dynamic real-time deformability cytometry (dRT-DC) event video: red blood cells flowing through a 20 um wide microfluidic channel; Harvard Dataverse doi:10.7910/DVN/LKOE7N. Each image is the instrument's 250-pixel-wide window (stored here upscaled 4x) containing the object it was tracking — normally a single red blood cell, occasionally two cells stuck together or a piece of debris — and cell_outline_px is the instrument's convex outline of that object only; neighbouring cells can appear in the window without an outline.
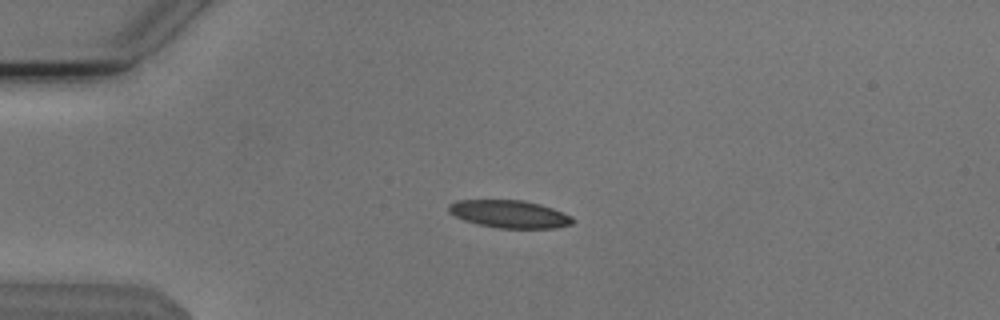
{"species": "Egyptian fruit bat (a non-hibernating species)", "species_latin": "Rousettus aegyptiacus", "temperature_condition": "cold", "stored_images_in_passage": 40, "camera_frame_rate_fps": 3000, "um_per_image_px": 0.085, "animal": {"sex": "male"}, "frame": {"image": 1, "passage_image": 3, "time_ms": 0.667, "image_size_px": [1000, 320], "cell_outline_px": [[576, 220], [572, 224], [556, 228], [496, 228], [476, 224], [464, 220], [448, 212], [448, 204], [456, 200], [524, 200], [540, 204], [552, 208], [572, 216]], "centroid_in_image_um": [43.31, 18.2], "position_along_channel_um": 41.7, "area_um2": 20.17}}
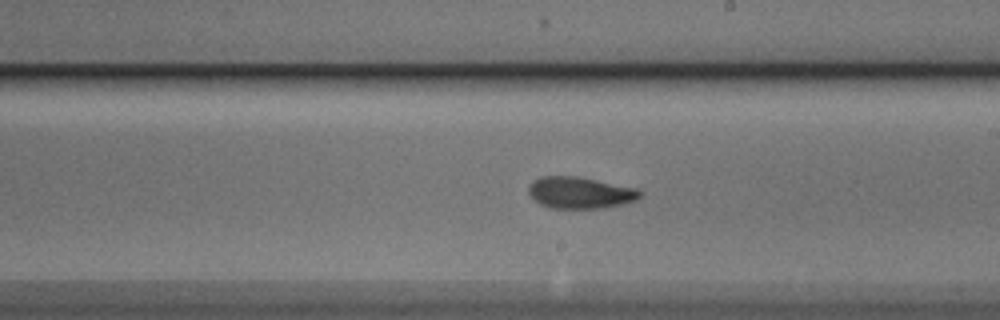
{"frame": {"image": 2, "passage_image": 21, "time_ms": 6.667, "image_size_px": [1000, 320], "cell_outline_px": [[644, 192], [636, 200], [624, 204], [604, 208], [548, 208], [540, 204], [528, 192], [528, 188], [536, 180], [544, 176], [576, 176], [640, 188]], "centroid_in_image_um": [49.39, 16.38], "position_along_channel_um": 239.6, "area_um2": 20.58}}
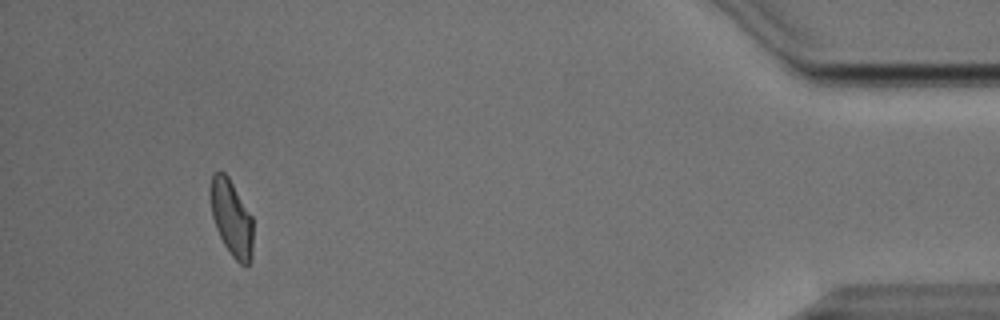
{"frame": {"image": 3, "passage_image": 40, "time_ms": 13.0, "image_size_px": [1000, 320], "cell_outline_px": [[252, 256], [248, 264], [240, 264], [232, 256], [224, 244], [216, 228], [212, 216], [212, 176], [216, 172], [224, 172], [228, 176], [252, 216]], "centroid_in_image_um": [19.71, 18.56], "position_along_channel_um": 415.5, "area_um2": 18.32}, "authors_computed_cell_mechanics": {"area_um2": 20.1144, "velocity_mm_per_s": 3.8003, "shape_relaxation_time_tau1_ms": 4.6981, "shape_relaxation_time_tau2_ms": 1.4852, "deformation_change_tau1": 0.1264, "deformation_change_tau2": 0.0753}}